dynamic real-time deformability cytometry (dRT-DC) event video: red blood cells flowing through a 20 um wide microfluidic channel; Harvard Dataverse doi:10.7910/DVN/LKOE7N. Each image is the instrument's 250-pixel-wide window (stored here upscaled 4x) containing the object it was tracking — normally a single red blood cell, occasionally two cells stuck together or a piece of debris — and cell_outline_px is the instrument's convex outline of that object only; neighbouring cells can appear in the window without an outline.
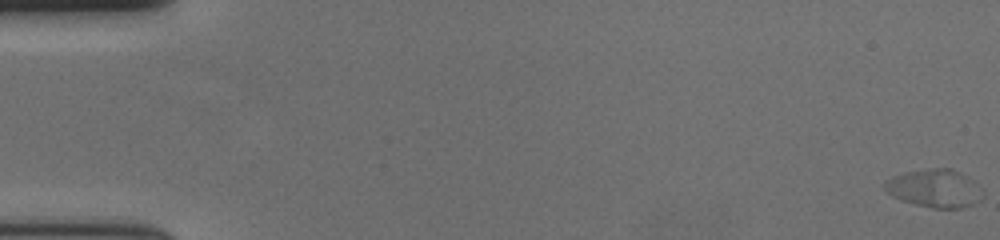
{"species": "human", "species_latin": "Homo sapiens", "temperature_condition": "cold", "stored_images_in_passage": 56, "camera_frame_rate_fps": 3000, "um_per_image_px": 0.085, "donor": {"sex": "female"}, "frame": {"image": 1, "passage_image": 1, "time_ms": 0.0, "image_size_px": [1000, 240], "cell_outline_px": [[984, 196], [980, 200], [972, 204], [960, 208], [936, 208], [916, 204], [900, 200], [884, 192], [884, 180], [892, 176], [908, 172], [932, 168], [952, 168], [960, 172], [972, 180], [976, 184]], "centroid_in_image_um": [79.4, 16.01], "position_along_channel_um": 5.6, "area_um2": 21.62}}
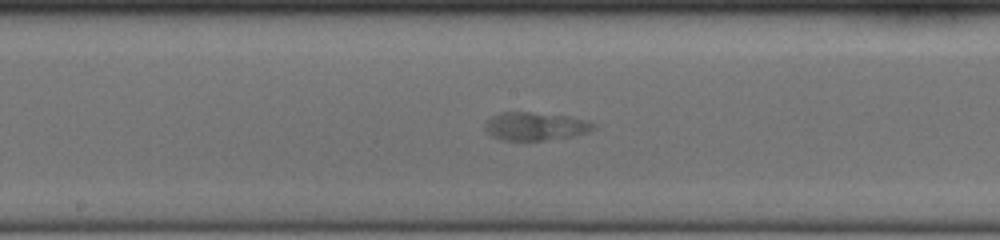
{"frame": {"image": 2, "passage_image": 32, "time_ms": 10.333, "image_size_px": [1000, 240], "cell_outline_px": [[596, 128], [572, 136], [544, 140], [504, 140], [492, 136], [484, 128], [484, 124], [492, 116], [500, 112], [532, 112], [568, 116], [584, 120], [592, 124]], "centroid_in_image_um": [45.44, 10.72], "position_along_channel_um": 202.8, "area_um2": 17.46}}
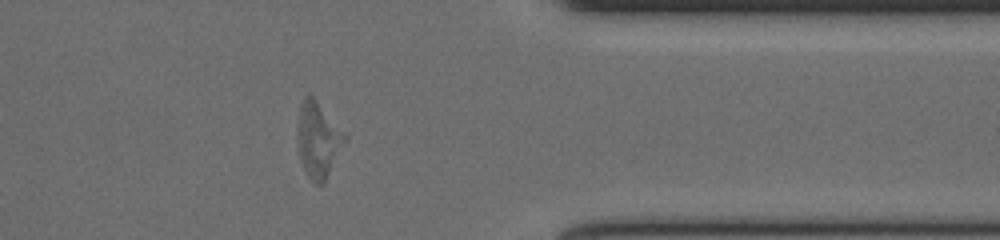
{"frame": {"image": 3, "passage_image": 48, "time_ms": 15.667, "image_size_px": [1000, 240], "cell_outline_px": [[348, 136], [324, 184], [316, 184], [308, 176], [300, 160], [296, 144], [296, 128], [300, 104], [304, 96], [308, 92], [316, 100]], "centroid_in_image_um": [27.01, 11.87], "position_along_channel_um": 384.4, "area_um2": 21.1}}